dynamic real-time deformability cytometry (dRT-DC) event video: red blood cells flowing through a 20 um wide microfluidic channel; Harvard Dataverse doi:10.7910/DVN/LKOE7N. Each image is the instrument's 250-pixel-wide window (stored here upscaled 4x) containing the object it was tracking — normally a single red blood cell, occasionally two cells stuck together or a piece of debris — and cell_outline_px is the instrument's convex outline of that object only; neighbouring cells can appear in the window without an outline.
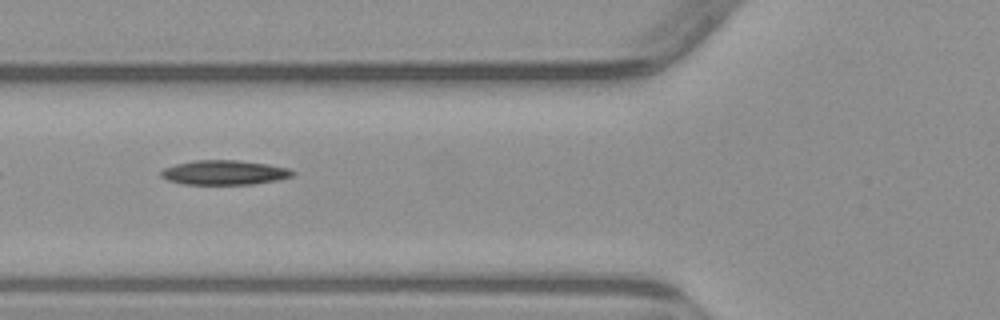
{"species": "common noctule bat (a hibernating species)", "species_latin": "Nyctalus noctula", "temperature_condition": "warm", "stored_images_in_passage": 8, "camera_frame_rate_fps": 3000, "um_per_image_px": 0.085, "animal": {"sex": "male", "body_mass_g": 23.1, "forearm_length_mm": 52.7}, "frame": {"image": 1, "passage_image": 5, "time_ms": 6.0, "image_size_px": [1000, 320], "cell_outline_px": [[296, 172], [292, 176], [280, 180], [252, 184], [184, 184], [168, 180], [160, 176], [160, 172], [164, 168], [176, 164], [196, 160], [236, 160], [268, 164], [288, 168]], "centroid_in_image_um": [19.09, 14.66], "position_along_channel_um": 106.7, "area_um2": 18.79}}
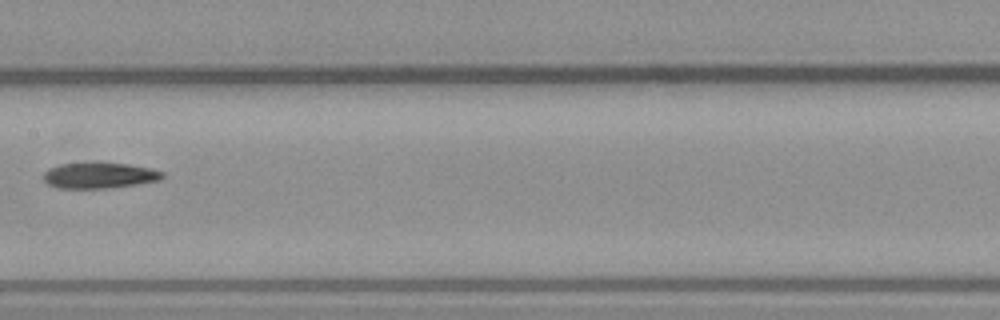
{"frame": {"image": 2, "passage_image": 7, "time_ms": 8.333, "image_size_px": [1000, 320], "cell_outline_px": [[164, 176], [160, 180], [136, 184], [104, 188], [56, 188], [48, 184], [44, 180], [44, 172], [48, 168], [60, 164], [96, 160], [128, 164], [148, 168], [164, 172]], "centroid_in_image_um": [8.4, 14.87], "position_along_channel_um": 199.0, "area_um2": 18.38}}
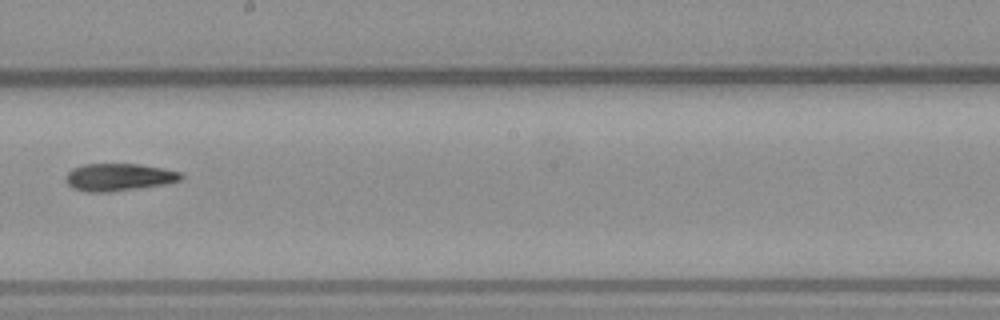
{"frame": {"image": 3, "passage_image": 8, "time_ms": 9.333, "image_size_px": [1000, 320], "cell_outline_px": [[184, 176], [180, 180], [164, 184], [108, 192], [88, 192], [72, 188], [64, 180], [64, 176], [72, 168], [84, 164], [140, 164], [164, 168], [180, 172]], "centroid_in_image_um": [10.06, 15.05], "position_along_channel_um": 238.1, "area_um2": 18.44}}